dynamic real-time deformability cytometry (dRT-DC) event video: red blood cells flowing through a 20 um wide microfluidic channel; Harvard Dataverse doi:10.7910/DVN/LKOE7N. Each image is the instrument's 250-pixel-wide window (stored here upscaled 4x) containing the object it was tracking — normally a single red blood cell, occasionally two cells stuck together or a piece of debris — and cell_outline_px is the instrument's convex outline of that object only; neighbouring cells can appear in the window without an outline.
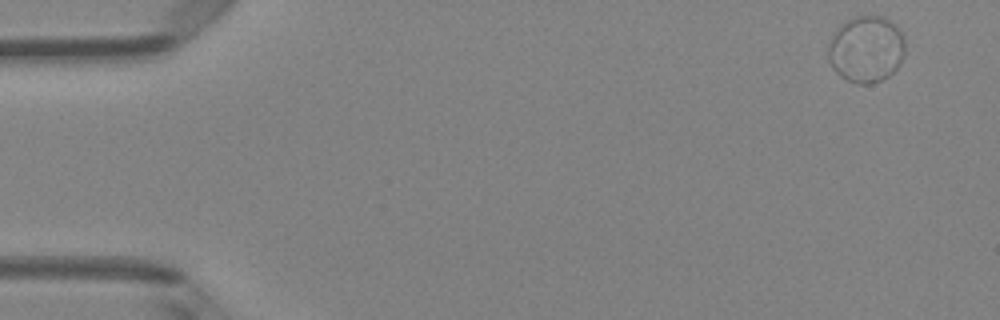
{"species": "Egyptian fruit bat (a non-hibernating species)", "species_latin": "Rousettus aegyptiacus", "temperature_condition": "room temperature", "stored_images_in_passage": 11, "camera_frame_rate_fps": 3000, "um_per_image_px": 0.085, "animal": {"sex": "female"}, "frame": {"image": 1, "passage_image": 1, "time_ms": 0.0, "image_size_px": [1000, 320], "cell_outline_px": [[904, 56], [900, 64], [888, 76], [880, 80], [868, 84], [856, 84], [840, 76], [832, 68], [828, 60], [828, 44], [836, 28], [844, 20], [852, 16], [884, 16], [900, 28], [904, 40]], "centroid_in_image_um": [73.61, 4.16], "position_along_channel_um": 11.4, "area_um2": 30.23}}